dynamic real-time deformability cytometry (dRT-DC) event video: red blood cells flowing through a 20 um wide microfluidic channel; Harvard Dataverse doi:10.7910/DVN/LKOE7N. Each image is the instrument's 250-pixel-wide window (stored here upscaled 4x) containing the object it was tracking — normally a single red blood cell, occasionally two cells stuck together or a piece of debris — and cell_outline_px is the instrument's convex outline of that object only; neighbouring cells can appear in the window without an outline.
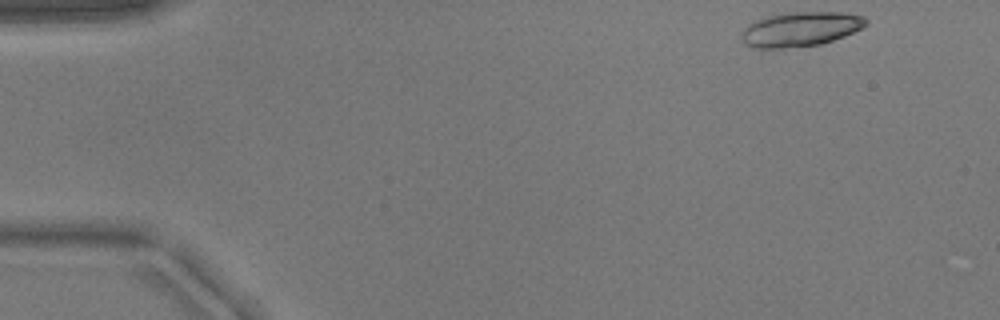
{"species": "common noctule bat (a hibernating species)", "species_latin": "Nyctalus noctula", "temperature_condition": "warm", "stored_images_in_passage": 11, "camera_frame_rate_fps": 3000, "um_per_image_px": 0.085, "animal": {"sex": "male", "body_mass_g": 17.9}, "frame": {"image": 1, "passage_image": 1, "time_ms": 0.0, "image_size_px": [1000, 320], "cell_outline_px": [[868, 24], [844, 36], [820, 44], [784, 48], [752, 48], [744, 44], [740, 40], [740, 32], [752, 20], [764, 16], [784, 12], [844, 12], [864, 16], [868, 20]], "centroid_in_image_um": [67.96, 2.46], "position_along_channel_um": 17.0, "area_um2": 25.49}}